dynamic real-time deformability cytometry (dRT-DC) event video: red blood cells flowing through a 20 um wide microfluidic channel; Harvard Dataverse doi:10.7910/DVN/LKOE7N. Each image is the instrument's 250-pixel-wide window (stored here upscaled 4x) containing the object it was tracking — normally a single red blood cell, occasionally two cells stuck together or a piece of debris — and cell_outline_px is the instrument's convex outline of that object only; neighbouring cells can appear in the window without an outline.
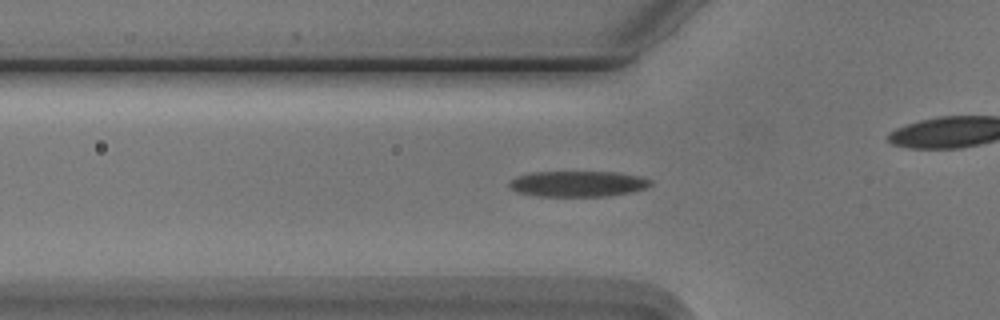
{"species": "Egyptian fruit bat (a non-hibernating species)", "species_latin": "Rousettus aegyptiacus", "temperature_condition": "cold", "stored_images_in_passage": 44, "camera_frame_rate_fps": 3000, "um_per_image_px": 0.085, "animal": {"sex": "male"}, "frame": {"image": 1, "passage_image": 7, "time_ms": 2.0, "image_size_px": [1000, 320], "cell_outline_px": [[652, 184], [648, 188], [632, 192], [608, 196], [536, 196], [516, 192], [508, 184], [508, 180], [516, 176], [532, 172], [616, 172], [640, 176], [652, 180]], "centroid_in_image_um": [49.12, 15.62], "position_along_channel_um": 76.7, "area_um2": 21.44}}
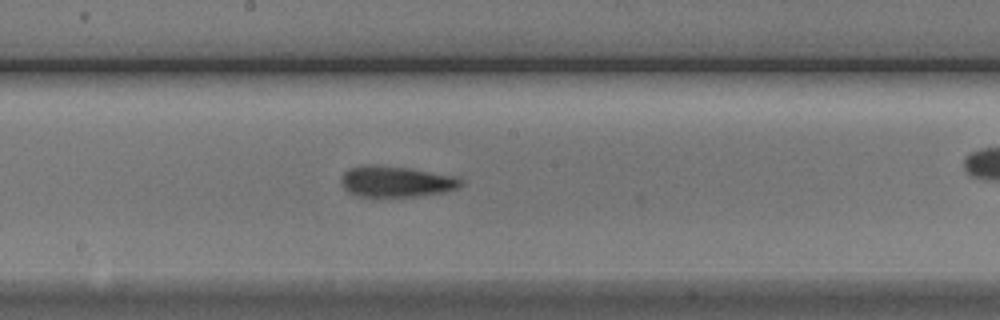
{"frame": {"image": 2, "passage_image": 18, "time_ms": 5.667, "image_size_px": [1000, 320], "cell_outline_px": [[464, 184], [456, 188], [444, 192], [416, 196], [376, 200], [360, 196], [348, 192], [344, 188], [340, 180], [340, 176], [348, 168], [372, 164], [408, 168], [456, 176], [464, 180]], "centroid_in_image_um": [33.63, 15.47], "position_along_channel_um": 214.6, "area_um2": 22.37}}
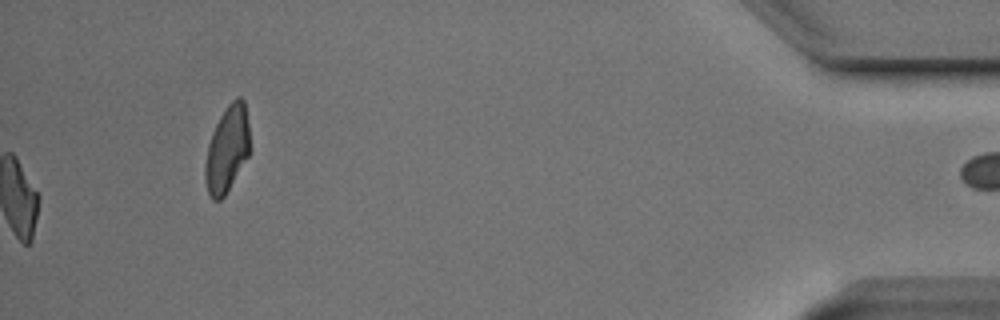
{"frame": {"image": 3, "passage_image": 44, "time_ms": 14.333, "image_size_px": [1000, 320], "cell_outline_px": [[252, 148], [248, 156], [224, 196], [220, 200], [212, 200], [208, 192], [204, 176], [204, 164], [208, 144], [212, 132], [220, 116], [228, 104], [236, 96], [240, 96], [244, 100]], "centroid_in_image_um": [19.31, 12.66], "position_along_channel_um": 415.9, "area_um2": 22.66}, "authors_computed_cell_mechanics": {"area_um2": 21.0392, "velocity_mm_per_s": 3.7444, "shape_relaxation_time_tau1_ms": 4.4219, "shape_relaxation_time_tau2_ms": 3.0789, "deformation_change_tau1": 0.1798, "deformation_change_tau2": 0.1224}}